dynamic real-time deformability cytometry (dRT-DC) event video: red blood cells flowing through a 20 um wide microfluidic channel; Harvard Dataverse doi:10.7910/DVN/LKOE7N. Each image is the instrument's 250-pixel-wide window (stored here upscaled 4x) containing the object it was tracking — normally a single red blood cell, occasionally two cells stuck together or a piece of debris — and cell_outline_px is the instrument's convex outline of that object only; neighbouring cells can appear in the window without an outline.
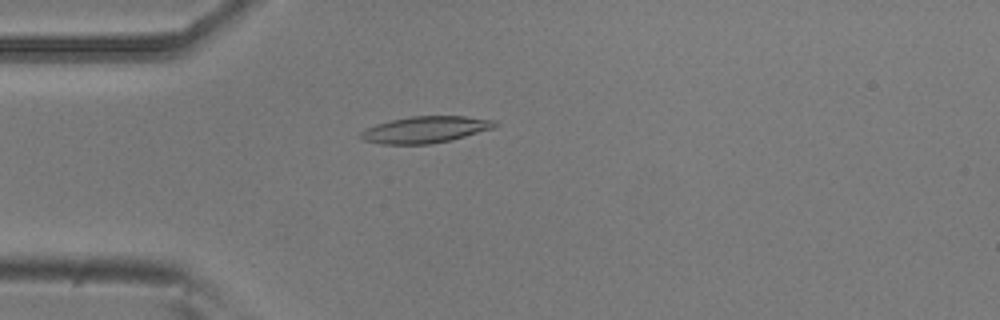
{"species": "common noctule bat (a hibernating species)", "species_latin": "Nyctalus noctula", "temperature_condition": "room temperature", "stored_images_in_passage": 46, "camera_frame_rate_fps": 3000, "um_per_image_px": 0.085, "animal": {"sex": "male", "body_mass_g": 20.5, "forearm_length_mm": 52.5}, "frame": {"image": 1, "passage_image": 7, "time_ms": 2.0, "image_size_px": [1000, 320], "cell_outline_px": [[500, 124], [492, 128], [452, 140], [428, 144], [380, 144], [364, 140], [360, 136], [360, 132], [364, 128], [376, 124], [392, 120], [412, 116], [464, 116], [496, 120]], "centroid_in_image_um": [36.15, 11.01], "position_along_channel_um": 48.8, "area_um2": 20.75}}
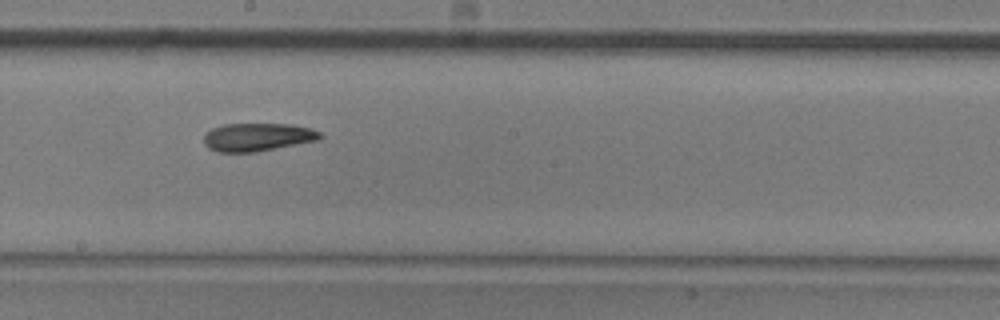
{"frame": {"image": 2, "passage_image": 22, "time_ms": 7.0, "image_size_px": [1000, 320], "cell_outline_px": [[324, 136], [320, 140], [256, 152], [216, 152], [208, 148], [204, 144], [204, 136], [212, 128], [224, 124], [292, 124], [312, 128], [320, 132]], "centroid_in_image_um": [21.93, 11.65], "position_along_channel_um": 226.3, "area_um2": 19.25}}
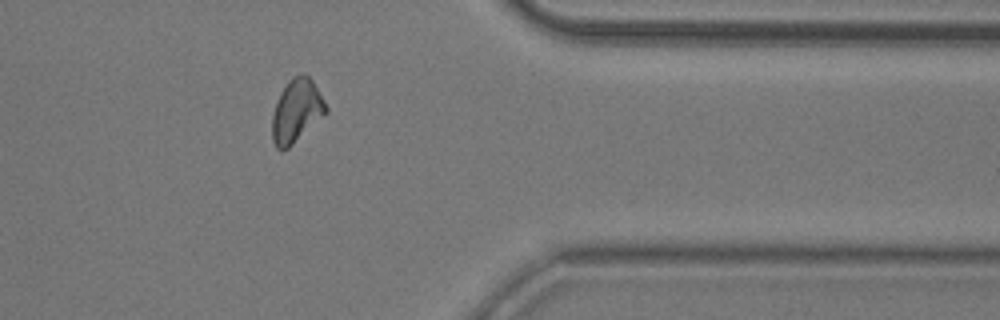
{"frame": {"image": 3, "passage_image": 36, "time_ms": 11.667, "image_size_px": [1000, 320], "cell_outline_px": [[328, 112], [288, 148], [280, 152], [276, 148], [272, 140], [272, 116], [280, 92], [296, 76], [308, 76], [312, 80], [324, 100], [328, 108]], "centroid_in_image_um": [25.2, 9.49], "position_along_channel_um": 386.2, "area_um2": 19.36}, "authors_computed_cell_mechanics": {"area_um2": 19.3052, "velocity_mm_per_s": 3.7674, "shape_relaxation_time_tau1_ms": 9.2462, "shape_relaxation_time_tau2_ms": 5.2188, "deformation_change_tau1": 0.2157, "deformation_change_tau2": 0.124}}